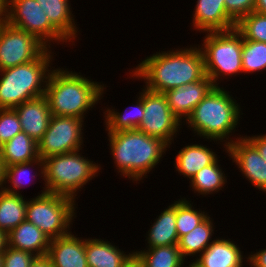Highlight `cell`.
Returning <instances> with one entry per match:
<instances>
[{
	"label": "cell",
	"instance_id": "obj_41",
	"mask_svg": "<svg viewBox=\"0 0 266 267\" xmlns=\"http://www.w3.org/2000/svg\"><path fill=\"white\" fill-rule=\"evenodd\" d=\"M254 12L266 15V0H256Z\"/></svg>",
	"mask_w": 266,
	"mask_h": 267
},
{
	"label": "cell",
	"instance_id": "obj_17",
	"mask_svg": "<svg viewBox=\"0 0 266 267\" xmlns=\"http://www.w3.org/2000/svg\"><path fill=\"white\" fill-rule=\"evenodd\" d=\"M14 109L19 116L22 131L38 142L46 132L52 116L47 98L38 97Z\"/></svg>",
	"mask_w": 266,
	"mask_h": 267
},
{
	"label": "cell",
	"instance_id": "obj_11",
	"mask_svg": "<svg viewBox=\"0 0 266 267\" xmlns=\"http://www.w3.org/2000/svg\"><path fill=\"white\" fill-rule=\"evenodd\" d=\"M83 122L81 118L52 115L46 132L37 142L39 158L44 160L52 155L82 150Z\"/></svg>",
	"mask_w": 266,
	"mask_h": 267
},
{
	"label": "cell",
	"instance_id": "obj_6",
	"mask_svg": "<svg viewBox=\"0 0 266 267\" xmlns=\"http://www.w3.org/2000/svg\"><path fill=\"white\" fill-rule=\"evenodd\" d=\"M79 150L65 154L52 155L44 159V184L47 192L76 199L88 181L95 178L101 166L84 158Z\"/></svg>",
	"mask_w": 266,
	"mask_h": 267
},
{
	"label": "cell",
	"instance_id": "obj_35",
	"mask_svg": "<svg viewBox=\"0 0 266 267\" xmlns=\"http://www.w3.org/2000/svg\"><path fill=\"white\" fill-rule=\"evenodd\" d=\"M2 257L3 267H29L36 256L30 252L7 246Z\"/></svg>",
	"mask_w": 266,
	"mask_h": 267
},
{
	"label": "cell",
	"instance_id": "obj_47",
	"mask_svg": "<svg viewBox=\"0 0 266 267\" xmlns=\"http://www.w3.org/2000/svg\"><path fill=\"white\" fill-rule=\"evenodd\" d=\"M5 22H6V21H0V30H1L2 25H3Z\"/></svg>",
	"mask_w": 266,
	"mask_h": 267
},
{
	"label": "cell",
	"instance_id": "obj_25",
	"mask_svg": "<svg viewBox=\"0 0 266 267\" xmlns=\"http://www.w3.org/2000/svg\"><path fill=\"white\" fill-rule=\"evenodd\" d=\"M19 194L0 191V230L8 234L26 220L27 201Z\"/></svg>",
	"mask_w": 266,
	"mask_h": 267
},
{
	"label": "cell",
	"instance_id": "obj_13",
	"mask_svg": "<svg viewBox=\"0 0 266 267\" xmlns=\"http://www.w3.org/2000/svg\"><path fill=\"white\" fill-rule=\"evenodd\" d=\"M235 138L229 146L225 148L226 153L240 168L247 180L266 193V162L257 149L243 136Z\"/></svg>",
	"mask_w": 266,
	"mask_h": 267
},
{
	"label": "cell",
	"instance_id": "obj_14",
	"mask_svg": "<svg viewBox=\"0 0 266 267\" xmlns=\"http://www.w3.org/2000/svg\"><path fill=\"white\" fill-rule=\"evenodd\" d=\"M215 87L206 75L199 81L185 84L181 87L166 91L168 105L173 114L181 121L193 112L197 104Z\"/></svg>",
	"mask_w": 266,
	"mask_h": 267
},
{
	"label": "cell",
	"instance_id": "obj_9",
	"mask_svg": "<svg viewBox=\"0 0 266 267\" xmlns=\"http://www.w3.org/2000/svg\"><path fill=\"white\" fill-rule=\"evenodd\" d=\"M6 22L10 26L33 34L49 49L51 42H57V44L60 42H69L50 23L45 12L36 0H8Z\"/></svg>",
	"mask_w": 266,
	"mask_h": 267
},
{
	"label": "cell",
	"instance_id": "obj_15",
	"mask_svg": "<svg viewBox=\"0 0 266 267\" xmlns=\"http://www.w3.org/2000/svg\"><path fill=\"white\" fill-rule=\"evenodd\" d=\"M71 233L50 240L47 257L52 267H88L85 239Z\"/></svg>",
	"mask_w": 266,
	"mask_h": 267
},
{
	"label": "cell",
	"instance_id": "obj_26",
	"mask_svg": "<svg viewBox=\"0 0 266 267\" xmlns=\"http://www.w3.org/2000/svg\"><path fill=\"white\" fill-rule=\"evenodd\" d=\"M212 221V218L208 216L192 231L179 239L178 247L184 259L185 257L187 258V256L201 254L212 243L211 237L215 229Z\"/></svg>",
	"mask_w": 266,
	"mask_h": 267
},
{
	"label": "cell",
	"instance_id": "obj_46",
	"mask_svg": "<svg viewBox=\"0 0 266 267\" xmlns=\"http://www.w3.org/2000/svg\"><path fill=\"white\" fill-rule=\"evenodd\" d=\"M0 267H3V257L0 255Z\"/></svg>",
	"mask_w": 266,
	"mask_h": 267
},
{
	"label": "cell",
	"instance_id": "obj_30",
	"mask_svg": "<svg viewBox=\"0 0 266 267\" xmlns=\"http://www.w3.org/2000/svg\"><path fill=\"white\" fill-rule=\"evenodd\" d=\"M38 165L37 168H40L39 172L42 175H39L43 177L42 179L44 180V160L41 158H38L36 160L30 161V162H25V163H18V164H13L10 166H5L4 168V184L3 186V191L7 193H12V194H21L19 193L18 189H22L24 184H26L27 176H31V172L29 173L30 168L34 165ZM31 166V167H30ZM30 174V175H29ZM23 176L26 179L23 181ZM37 175H32L31 179L36 177ZM6 183H11L10 187L6 185ZM7 187V188H6Z\"/></svg>",
	"mask_w": 266,
	"mask_h": 267
},
{
	"label": "cell",
	"instance_id": "obj_45",
	"mask_svg": "<svg viewBox=\"0 0 266 267\" xmlns=\"http://www.w3.org/2000/svg\"><path fill=\"white\" fill-rule=\"evenodd\" d=\"M185 267H202L200 266L196 261L191 262V264H189V266H185Z\"/></svg>",
	"mask_w": 266,
	"mask_h": 267
},
{
	"label": "cell",
	"instance_id": "obj_40",
	"mask_svg": "<svg viewBox=\"0 0 266 267\" xmlns=\"http://www.w3.org/2000/svg\"><path fill=\"white\" fill-rule=\"evenodd\" d=\"M121 267H143L141 260L133 253Z\"/></svg>",
	"mask_w": 266,
	"mask_h": 267
},
{
	"label": "cell",
	"instance_id": "obj_19",
	"mask_svg": "<svg viewBox=\"0 0 266 267\" xmlns=\"http://www.w3.org/2000/svg\"><path fill=\"white\" fill-rule=\"evenodd\" d=\"M231 239L217 238L195 260L202 267H242L243 254Z\"/></svg>",
	"mask_w": 266,
	"mask_h": 267
},
{
	"label": "cell",
	"instance_id": "obj_22",
	"mask_svg": "<svg viewBox=\"0 0 266 267\" xmlns=\"http://www.w3.org/2000/svg\"><path fill=\"white\" fill-rule=\"evenodd\" d=\"M149 229L146 240L148 248L178 245L179 237L176 229V201L169 205Z\"/></svg>",
	"mask_w": 266,
	"mask_h": 267
},
{
	"label": "cell",
	"instance_id": "obj_1",
	"mask_svg": "<svg viewBox=\"0 0 266 267\" xmlns=\"http://www.w3.org/2000/svg\"><path fill=\"white\" fill-rule=\"evenodd\" d=\"M142 78L148 90L165 93L176 87L199 81L206 76L204 56L198 45L172 51L156 52L129 73Z\"/></svg>",
	"mask_w": 266,
	"mask_h": 267
},
{
	"label": "cell",
	"instance_id": "obj_28",
	"mask_svg": "<svg viewBox=\"0 0 266 267\" xmlns=\"http://www.w3.org/2000/svg\"><path fill=\"white\" fill-rule=\"evenodd\" d=\"M218 158L210 165L203 167L198 171L191 179L190 186L194 190V193L199 195L213 194L222 190V187L227 182V178L222 172V168L218 164Z\"/></svg>",
	"mask_w": 266,
	"mask_h": 267
},
{
	"label": "cell",
	"instance_id": "obj_2",
	"mask_svg": "<svg viewBox=\"0 0 266 267\" xmlns=\"http://www.w3.org/2000/svg\"><path fill=\"white\" fill-rule=\"evenodd\" d=\"M107 134L117 172L136 183L149 174L169 148L163 140L148 136L139 129Z\"/></svg>",
	"mask_w": 266,
	"mask_h": 267
},
{
	"label": "cell",
	"instance_id": "obj_10",
	"mask_svg": "<svg viewBox=\"0 0 266 267\" xmlns=\"http://www.w3.org/2000/svg\"><path fill=\"white\" fill-rule=\"evenodd\" d=\"M143 120L139 130L148 136L159 138L169 145L179 132L181 121L173 114L164 93L143 88Z\"/></svg>",
	"mask_w": 266,
	"mask_h": 267
},
{
	"label": "cell",
	"instance_id": "obj_12",
	"mask_svg": "<svg viewBox=\"0 0 266 267\" xmlns=\"http://www.w3.org/2000/svg\"><path fill=\"white\" fill-rule=\"evenodd\" d=\"M47 49L33 34L5 22L0 30V71L31 62Z\"/></svg>",
	"mask_w": 266,
	"mask_h": 267
},
{
	"label": "cell",
	"instance_id": "obj_37",
	"mask_svg": "<svg viewBox=\"0 0 266 267\" xmlns=\"http://www.w3.org/2000/svg\"><path fill=\"white\" fill-rule=\"evenodd\" d=\"M259 152L263 160L266 162V134L255 136H244Z\"/></svg>",
	"mask_w": 266,
	"mask_h": 267
},
{
	"label": "cell",
	"instance_id": "obj_23",
	"mask_svg": "<svg viewBox=\"0 0 266 267\" xmlns=\"http://www.w3.org/2000/svg\"><path fill=\"white\" fill-rule=\"evenodd\" d=\"M0 157L4 167L36 160L39 158L38 144L25 132L21 131L0 146Z\"/></svg>",
	"mask_w": 266,
	"mask_h": 267
},
{
	"label": "cell",
	"instance_id": "obj_4",
	"mask_svg": "<svg viewBox=\"0 0 266 267\" xmlns=\"http://www.w3.org/2000/svg\"><path fill=\"white\" fill-rule=\"evenodd\" d=\"M240 111V105L229 92L215 86L193 109L186 125L206 141H224L225 148L234 141L229 135L238 126Z\"/></svg>",
	"mask_w": 266,
	"mask_h": 267
},
{
	"label": "cell",
	"instance_id": "obj_18",
	"mask_svg": "<svg viewBox=\"0 0 266 267\" xmlns=\"http://www.w3.org/2000/svg\"><path fill=\"white\" fill-rule=\"evenodd\" d=\"M50 240L37 226L26 220L7 234V246L30 252L36 257L47 256Z\"/></svg>",
	"mask_w": 266,
	"mask_h": 267
},
{
	"label": "cell",
	"instance_id": "obj_16",
	"mask_svg": "<svg viewBox=\"0 0 266 267\" xmlns=\"http://www.w3.org/2000/svg\"><path fill=\"white\" fill-rule=\"evenodd\" d=\"M193 26L199 32L232 30L236 22L227 14L224 0H197Z\"/></svg>",
	"mask_w": 266,
	"mask_h": 267
},
{
	"label": "cell",
	"instance_id": "obj_33",
	"mask_svg": "<svg viewBox=\"0 0 266 267\" xmlns=\"http://www.w3.org/2000/svg\"><path fill=\"white\" fill-rule=\"evenodd\" d=\"M244 40L266 43V15L251 12L242 17L235 26Z\"/></svg>",
	"mask_w": 266,
	"mask_h": 267
},
{
	"label": "cell",
	"instance_id": "obj_8",
	"mask_svg": "<svg viewBox=\"0 0 266 267\" xmlns=\"http://www.w3.org/2000/svg\"><path fill=\"white\" fill-rule=\"evenodd\" d=\"M27 201L26 221L33 223L50 239L70 233L74 216L75 200L67 196L43 190L35 198Z\"/></svg>",
	"mask_w": 266,
	"mask_h": 267
},
{
	"label": "cell",
	"instance_id": "obj_42",
	"mask_svg": "<svg viewBox=\"0 0 266 267\" xmlns=\"http://www.w3.org/2000/svg\"><path fill=\"white\" fill-rule=\"evenodd\" d=\"M7 4L8 0H0V21L7 19Z\"/></svg>",
	"mask_w": 266,
	"mask_h": 267
},
{
	"label": "cell",
	"instance_id": "obj_38",
	"mask_svg": "<svg viewBox=\"0 0 266 267\" xmlns=\"http://www.w3.org/2000/svg\"><path fill=\"white\" fill-rule=\"evenodd\" d=\"M249 260V261H248ZM251 267H266V249L252 253L247 257V261Z\"/></svg>",
	"mask_w": 266,
	"mask_h": 267
},
{
	"label": "cell",
	"instance_id": "obj_27",
	"mask_svg": "<svg viewBox=\"0 0 266 267\" xmlns=\"http://www.w3.org/2000/svg\"><path fill=\"white\" fill-rule=\"evenodd\" d=\"M143 267H184L178 245L158 246L134 252Z\"/></svg>",
	"mask_w": 266,
	"mask_h": 267
},
{
	"label": "cell",
	"instance_id": "obj_5",
	"mask_svg": "<svg viewBox=\"0 0 266 267\" xmlns=\"http://www.w3.org/2000/svg\"><path fill=\"white\" fill-rule=\"evenodd\" d=\"M52 52L47 49L39 58L0 71V109H14L23 102L45 95L51 72Z\"/></svg>",
	"mask_w": 266,
	"mask_h": 267
},
{
	"label": "cell",
	"instance_id": "obj_31",
	"mask_svg": "<svg viewBox=\"0 0 266 267\" xmlns=\"http://www.w3.org/2000/svg\"><path fill=\"white\" fill-rule=\"evenodd\" d=\"M185 198L176 201V229L179 239L204 221L208 214L198 211Z\"/></svg>",
	"mask_w": 266,
	"mask_h": 267
},
{
	"label": "cell",
	"instance_id": "obj_20",
	"mask_svg": "<svg viewBox=\"0 0 266 267\" xmlns=\"http://www.w3.org/2000/svg\"><path fill=\"white\" fill-rule=\"evenodd\" d=\"M119 247L102 239H85L88 267H121L134 253L125 254Z\"/></svg>",
	"mask_w": 266,
	"mask_h": 267
},
{
	"label": "cell",
	"instance_id": "obj_29",
	"mask_svg": "<svg viewBox=\"0 0 266 267\" xmlns=\"http://www.w3.org/2000/svg\"><path fill=\"white\" fill-rule=\"evenodd\" d=\"M139 98L137 104L132 108V113L129 114L119 113L117 110L111 108L107 109L105 112V122L106 131L117 132L122 130L138 129L141 121L143 120L144 108H143V90L139 93Z\"/></svg>",
	"mask_w": 266,
	"mask_h": 267
},
{
	"label": "cell",
	"instance_id": "obj_44",
	"mask_svg": "<svg viewBox=\"0 0 266 267\" xmlns=\"http://www.w3.org/2000/svg\"><path fill=\"white\" fill-rule=\"evenodd\" d=\"M4 165H3V162L1 160V157H0V191L3 189V186H4Z\"/></svg>",
	"mask_w": 266,
	"mask_h": 267
},
{
	"label": "cell",
	"instance_id": "obj_32",
	"mask_svg": "<svg viewBox=\"0 0 266 267\" xmlns=\"http://www.w3.org/2000/svg\"><path fill=\"white\" fill-rule=\"evenodd\" d=\"M242 68L244 73L266 69V43L243 39Z\"/></svg>",
	"mask_w": 266,
	"mask_h": 267
},
{
	"label": "cell",
	"instance_id": "obj_7",
	"mask_svg": "<svg viewBox=\"0 0 266 267\" xmlns=\"http://www.w3.org/2000/svg\"><path fill=\"white\" fill-rule=\"evenodd\" d=\"M203 42L200 49L204 56L206 75L215 86H219L217 82L221 77L243 73V37L235 28L208 32Z\"/></svg>",
	"mask_w": 266,
	"mask_h": 267
},
{
	"label": "cell",
	"instance_id": "obj_39",
	"mask_svg": "<svg viewBox=\"0 0 266 267\" xmlns=\"http://www.w3.org/2000/svg\"><path fill=\"white\" fill-rule=\"evenodd\" d=\"M29 267H52L51 261L47 256L35 257Z\"/></svg>",
	"mask_w": 266,
	"mask_h": 267
},
{
	"label": "cell",
	"instance_id": "obj_3",
	"mask_svg": "<svg viewBox=\"0 0 266 267\" xmlns=\"http://www.w3.org/2000/svg\"><path fill=\"white\" fill-rule=\"evenodd\" d=\"M104 88V84L76 72L57 68L49 74L44 96L51 115L84 119V114L103 98Z\"/></svg>",
	"mask_w": 266,
	"mask_h": 267
},
{
	"label": "cell",
	"instance_id": "obj_21",
	"mask_svg": "<svg viewBox=\"0 0 266 267\" xmlns=\"http://www.w3.org/2000/svg\"><path fill=\"white\" fill-rule=\"evenodd\" d=\"M217 154L205 145L190 144L183 147L175 158L176 171L191 179L203 167L212 164Z\"/></svg>",
	"mask_w": 266,
	"mask_h": 267
},
{
	"label": "cell",
	"instance_id": "obj_24",
	"mask_svg": "<svg viewBox=\"0 0 266 267\" xmlns=\"http://www.w3.org/2000/svg\"><path fill=\"white\" fill-rule=\"evenodd\" d=\"M48 17L50 23L69 41L78 35L69 0H36Z\"/></svg>",
	"mask_w": 266,
	"mask_h": 267
},
{
	"label": "cell",
	"instance_id": "obj_43",
	"mask_svg": "<svg viewBox=\"0 0 266 267\" xmlns=\"http://www.w3.org/2000/svg\"><path fill=\"white\" fill-rule=\"evenodd\" d=\"M7 247V234L0 230V255H2Z\"/></svg>",
	"mask_w": 266,
	"mask_h": 267
},
{
	"label": "cell",
	"instance_id": "obj_34",
	"mask_svg": "<svg viewBox=\"0 0 266 267\" xmlns=\"http://www.w3.org/2000/svg\"><path fill=\"white\" fill-rule=\"evenodd\" d=\"M22 131L15 109H0V146Z\"/></svg>",
	"mask_w": 266,
	"mask_h": 267
},
{
	"label": "cell",
	"instance_id": "obj_36",
	"mask_svg": "<svg viewBox=\"0 0 266 267\" xmlns=\"http://www.w3.org/2000/svg\"><path fill=\"white\" fill-rule=\"evenodd\" d=\"M227 14L237 23L242 17L254 12L256 0H224Z\"/></svg>",
	"mask_w": 266,
	"mask_h": 267
}]
</instances>
